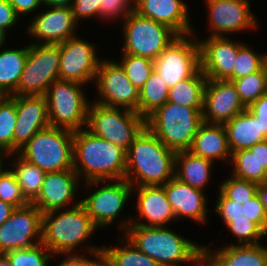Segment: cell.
<instances>
[{
    "label": "cell",
    "instance_id": "cell-2",
    "mask_svg": "<svg viewBox=\"0 0 267 266\" xmlns=\"http://www.w3.org/2000/svg\"><path fill=\"white\" fill-rule=\"evenodd\" d=\"M73 170L79 178L83 174L85 182L122 180L126 172V150L87 129L74 131Z\"/></svg>",
    "mask_w": 267,
    "mask_h": 266
},
{
    "label": "cell",
    "instance_id": "cell-18",
    "mask_svg": "<svg viewBox=\"0 0 267 266\" xmlns=\"http://www.w3.org/2000/svg\"><path fill=\"white\" fill-rule=\"evenodd\" d=\"M249 0H206L209 11L211 37L225 36L226 33L256 28L257 20L250 11Z\"/></svg>",
    "mask_w": 267,
    "mask_h": 266
},
{
    "label": "cell",
    "instance_id": "cell-3",
    "mask_svg": "<svg viewBox=\"0 0 267 266\" xmlns=\"http://www.w3.org/2000/svg\"><path fill=\"white\" fill-rule=\"evenodd\" d=\"M175 157L176 153L145 127L126 150L124 179L132 186L164 185L175 177Z\"/></svg>",
    "mask_w": 267,
    "mask_h": 266
},
{
    "label": "cell",
    "instance_id": "cell-48",
    "mask_svg": "<svg viewBox=\"0 0 267 266\" xmlns=\"http://www.w3.org/2000/svg\"><path fill=\"white\" fill-rule=\"evenodd\" d=\"M249 150L255 155L259 165L267 171V140L254 144Z\"/></svg>",
    "mask_w": 267,
    "mask_h": 266
},
{
    "label": "cell",
    "instance_id": "cell-31",
    "mask_svg": "<svg viewBox=\"0 0 267 266\" xmlns=\"http://www.w3.org/2000/svg\"><path fill=\"white\" fill-rule=\"evenodd\" d=\"M206 82L207 78L199 68L191 77L178 82L169 89L168 102L203 109Z\"/></svg>",
    "mask_w": 267,
    "mask_h": 266
},
{
    "label": "cell",
    "instance_id": "cell-33",
    "mask_svg": "<svg viewBox=\"0 0 267 266\" xmlns=\"http://www.w3.org/2000/svg\"><path fill=\"white\" fill-rule=\"evenodd\" d=\"M169 88L160 75L153 70L139 89L138 114L145 119L168 101Z\"/></svg>",
    "mask_w": 267,
    "mask_h": 266
},
{
    "label": "cell",
    "instance_id": "cell-42",
    "mask_svg": "<svg viewBox=\"0 0 267 266\" xmlns=\"http://www.w3.org/2000/svg\"><path fill=\"white\" fill-rule=\"evenodd\" d=\"M134 2L135 0H102L100 17L102 20L123 17L124 20L130 13L134 12Z\"/></svg>",
    "mask_w": 267,
    "mask_h": 266
},
{
    "label": "cell",
    "instance_id": "cell-16",
    "mask_svg": "<svg viewBox=\"0 0 267 266\" xmlns=\"http://www.w3.org/2000/svg\"><path fill=\"white\" fill-rule=\"evenodd\" d=\"M95 45L77 36L60 43L59 80L88 84L95 81L100 59Z\"/></svg>",
    "mask_w": 267,
    "mask_h": 266
},
{
    "label": "cell",
    "instance_id": "cell-7",
    "mask_svg": "<svg viewBox=\"0 0 267 266\" xmlns=\"http://www.w3.org/2000/svg\"><path fill=\"white\" fill-rule=\"evenodd\" d=\"M73 133L69 129L48 127L37 132L18 154L46 173L73 170Z\"/></svg>",
    "mask_w": 267,
    "mask_h": 266
},
{
    "label": "cell",
    "instance_id": "cell-28",
    "mask_svg": "<svg viewBox=\"0 0 267 266\" xmlns=\"http://www.w3.org/2000/svg\"><path fill=\"white\" fill-rule=\"evenodd\" d=\"M189 151L212 162L218 159L224 161L228 157L230 164L232 154L228 146L225 126L203 122L198 128Z\"/></svg>",
    "mask_w": 267,
    "mask_h": 266
},
{
    "label": "cell",
    "instance_id": "cell-40",
    "mask_svg": "<svg viewBox=\"0 0 267 266\" xmlns=\"http://www.w3.org/2000/svg\"><path fill=\"white\" fill-rule=\"evenodd\" d=\"M11 266H48L53 255L41 242L34 247L16 249L5 253Z\"/></svg>",
    "mask_w": 267,
    "mask_h": 266
},
{
    "label": "cell",
    "instance_id": "cell-43",
    "mask_svg": "<svg viewBox=\"0 0 267 266\" xmlns=\"http://www.w3.org/2000/svg\"><path fill=\"white\" fill-rule=\"evenodd\" d=\"M85 250L93 255L95 260L85 258L81 254L77 255L72 253L66 254V256L68 255L67 258L60 262L58 266H104V253L102 248L90 246Z\"/></svg>",
    "mask_w": 267,
    "mask_h": 266
},
{
    "label": "cell",
    "instance_id": "cell-14",
    "mask_svg": "<svg viewBox=\"0 0 267 266\" xmlns=\"http://www.w3.org/2000/svg\"><path fill=\"white\" fill-rule=\"evenodd\" d=\"M94 82L100 96L94 102L138 113L139 89L129 81L119 62L100 59Z\"/></svg>",
    "mask_w": 267,
    "mask_h": 266
},
{
    "label": "cell",
    "instance_id": "cell-15",
    "mask_svg": "<svg viewBox=\"0 0 267 266\" xmlns=\"http://www.w3.org/2000/svg\"><path fill=\"white\" fill-rule=\"evenodd\" d=\"M42 215L32 203L15 208L0 226V253L30 248L41 243Z\"/></svg>",
    "mask_w": 267,
    "mask_h": 266
},
{
    "label": "cell",
    "instance_id": "cell-35",
    "mask_svg": "<svg viewBox=\"0 0 267 266\" xmlns=\"http://www.w3.org/2000/svg\"><path fill=\"white\" fill-rule=\"evenodd\" d=\"M230 164L234 167L232 175L236 178L257 184L267 181V171L259 165L255 155L249 149L234 152Z\"/></svg>",
    "mask_w": 267,
    "mask_h": 266
},
{
    "label": "cell",
    "instance_id": "cell-44",
    "mask_svg": "<svg viewBox=\"0 0 267 266\" xmlns=\"http://www.w3.org/2000/svg\"><path fill=\"white\" fill-rule=\"evenodd\" d=\"M102 7V0H73L72 13L77 23L80 19L100 17V8Z\"/></svg>",
    "mask_w": 267,
    "mask_h": 266
},
{
    "label": "cell",
    "instance_id": "cell-53",
    "mask_svg": "<svg viewBox=\"0 0 267 266\" xmlns=\"http://www.w3.org/2000/svg\"><path fill=\"white\" fill-rule=\"evenodd\" d=\"M0 266H11L9 258L5 253H0Z\"/></svg>",
    "mask_w": 267,
    "mask_h": 266
},
{
    "label": "cell",
    "instance_id": "cell-26",
    "mask_svg": "<svg viewBox=\"0 0 267 266\" xmlns=\"http://www.w3.org/2000/svg\"><path fill=\"white\" fill-rule=\"evenodd\" d=\"M202 266H267V248L255 245H226L219 250L203 246Z\"/></svg>",
    "mask_w": 267,
    "mask_h": 266
},
{
    "label": "cell",
    "instance_id": "cell-39",
    "mask_svg": "<svg viewBox=\"0 0 267 266\" xmlns=\"http://www.w3.org/2000/svg\"><path fill=\"white\" fill-rule=\"evenodd\" d=\"M122 55V61L119 63L123 67L129 81L136 88L140 89L153 72L154 61L128 53H122Z\"/></svg>",
    "mask_w": 267,
    "mask_h": 266
},
{
    "label": "cell",
    "instance_id": "cell-41",
    "mask_svg": "<svg viewBox=\"0 0 267 266\" xmlns=\"http://www.w3.org/2000/svg\"><path fill=\"white\" fill-rule=\"evenodd\" d=\"M0 200L7 202L15 208L29 204L21 192V188L16 181L14 174L10 170L0 173Z\"/></svg>",
    "mask_w": 267,
    "mask_h": 266
},
{
    "label": "cell",
    "instance_id": "cell-49",
    "mask_svg": "<svg viewBox=\"0 0 267 266\" xmlns=\"http://www.w3.org/2000/svg\"><path fill=\"white\" fill-rule=\"evenodd\" d=\"M14 209L11 204L0 200V226L10 217Z\"/></svg>",
    "mask_w": 267,
    "mask_h": 266
},
{
    "label": "cell",
    "instance_id": "cell-4",
    "mask_svg": "<svg viewBox=\"0 0 267 266\" xmlns=\"http://www.w3.org/2000/svg\"><path fill=\"white\" fill-rule=\"evenodd\" d=\"M166 227L129 225L124 234L138 250L160 266H177L186 262L203 265V246Z\"/></svg>",
    "mask_w": 267,
    "mask_h": 266
},
{
    "label": "cell",
    "instance_id": "cell-36",
    "mask_svg": "<svg viewBox=\"0 0 267 266\" xmlns=\"http://www.w3.org/2000/svg\"><path fill=\"white\" fill-rule=\"evenodd\" d=\"M242 103L248 107L267 93V64L252 74L233 80Z\"/></svg>",
    "mask_w": 267,
    "mask_h": 266
},
{
    "label": "cell",
    "instance_id": "cell-12",
    "mask_svg": "<svg viewBox=\"0 0 267 266\" xmlns=\"http://www.w3.org/2000/svg\"><path fill=\"white\" fill-rule=\"evenodd\" d=\"M197 37L192 40L189 35L179 36L154 60V70L169 89L191 77L200 68V47Z\"/></svg>",
    "mask_w": 267,
    "mask_h": 266
},
{
    "label": "cell",
    "instance_id": "cell-21",
    "mask_svg": "<svg viewBox=\"0 0 267 266\" xmlns=\"http://www.w3.org/2000/svg\"><path fill=\"white\" fill-rule=\"evenodd\" d=\"M49 8L36 14L28 26V33L38 40L35 44H60L76 36L74 30L78 23L73 17L72 8Z\"/></svg>",
    "mask_w": 267,
    "mask_h": 266
},
{
    "label": "cell",
    "instance_id": "cell-1",
    "mask_svg": "<svg viewBox=\"0 0 267 266\" xmlns=\"http://www.w3.org/2000/svg\"><path fill=\"white\" fill-rule=\"evenodd\" d=\"M231 177L219 185L215 211L236 236L238 245L259 244L267 236V214L257 195L258 184Z\"/></svg>",
    "mask_w": 267,
    "mask_h": 266
},
{
    "label": "cell",
    "instance_id": "cell-54",
    "mask_svg": "<svg viewBox=\"0 0 267 266\" xmlns=\"http://www.w3.org/2000/svg\"><path fill=\"white\" fill-rule=\"evenodd\" d=\"M6 34L0 30V47L4 45V42L6 41Z\"/></svg>",
    "mask_w": 267,
    "mask_h": 266
},
{
    "label": "cell",
    "instance_id": "cell-23",
    "mask_svg": "<svg viewBox=\"0 0 267 266\" xmlns=\"http://www.w3.org/2000/svg\"><path fill=\"white\" fill-rule=\"evenodd\" d=\"M79 180L74 170L47 172L41 191L32 204L42 214L68 207L75 198Z\"/></svg>",
    "mask_w": 267,
    "mask_h": 266
},
{
    "label": "cell",
    "instance_id": "cell-17",
    "mask_svg": "<svg viewBox=\"0 0 267 266\" xmlns=\"http://www.w3.org/2000/svg\"><path fill=\"white\" fill-rule=\"evenodd\" d=\"M247 107L242 103L231 81L207 79L202 118L209 124H225Z\"/></svg>",
    "mask_w": 267,
    "mask_h": 266
},
{
    "label": "cell",
    "instance_id": "cell-45",
    "mask_svg": "<svg viewBox=\"0 0 267 266\" xmlns=\"http://www.w3.org/2000/svg\"><path fill=\"white\" fill-rule=\"evenodd\" d=\"M13 6L8 0H0V30L5 34L7 29L13 28L19 20Z\"/></svg>",
    "mask_w": 267,
    "mask_h": 266
},
{
    "label": "cell",
    "instance_id": "cell-19",
    "mask_svg": "<svg viewBox=\"0 0 267 266\" xmlns=\"http://www.w3.org/2000/svg\"><path fill=\"white\" fill-rule=\"evenodd\" d=\"M198 42L200 69L204 76L210 80H227L233 73L238 49L243 44L232 41L227 36H210Z\"/></svg>",
    "mask_w": 267,
    "mask_h": 266
},
{
    "label": "cell",
    "instance_id": "cell-27",
    "mask_svg": "<svg viewBox=\"0 0 267 266\" xmlns=\"http://www.w3.org/2000/svg\"><path fill=\"white\" fill-rule=\"evenodd\" d=\"M231 154L267 140V125L245 109L224 124Z\"/></svg>",
    "mask_w": 267,
    "mask_h": 266
},
{
    "label": "cell",
    "instance_id": "cell-20",
    "mask_svg": "<svg viewBox=\"0 0 267 266\" xmlns=\"http://www.w3.org/2000/svg\"><path fill=\"white\" fill-rule=\"evenodd\" d=\"M133 188L137 189L138 192L137 209L139 219L135 220L129 217L127 221H120L121 231H126L129 225L165 227V224L167 225L171 220H176L162 185L133 186ZM140 219H145L148 223H142Z\"/></svg>",
    "mask_w": 267,
    "mask_h": 266
},
{
    "label": "cell",
    "instance_id": "cell-46",
    "mask_svg": "<svg viewBox=\"0 0 267 266\" xmlns=\"http://www.w3.org/2000/svg\"><path fill=\"white\" fill-rule=\"evenodd\" d=\"M10 4L13 6L16 14L20 17L21 15L30 14L31 12L35 11L36 9L40 8L39 6L42 5V0H8Z\"/></svg>",
    "mask_w": 267,
    "mask_h": 266
},
{
    "label": "cell",
    "instance_id": "cell-5",
    "mask_svg": "<svg viewBox=\"0 0 267 266\" xmlns=\"http://www.w3.org/2000/svg\"><path fill=\"white\" fill-rule=\"evenodd\" d=\"M65 211L42 215L41 242L55 255L72 254L98 229L79 201ZM59 212V213H58ZM58 213V214H56Z\"/></svg>",
    "mask_w": 267,
    "mask_h": 266
},
{
    "label": "cell",
    "instance_id": "cell-47",
    "mask_svg": "<svg viewBox=\"0 0 267 266\" xmlns=\"http://www.w3.org/2000/svg\"><path fill=\"white\" fill-rule=\"evenodd\" d=\"M247 109L254 117L267 125V93L260 96L255 102L248 106Z\"/></svg>",
    "mask_w": 267,
    "mask_h": 266
},
{
    "label": "cell",
    "instance_id": "cell-30",
    "mask_svg": "<svg viewBox=\"0 0 267 266\" xmlns=\"http://www.w3.org/2000/svg\"><path fill=\"white\" fill-rule=\"evenodd\" d=\"M27 55L28 45L0 51V96H11L16 91Z\"/></svg>",
    "mask_w": 267,
    "mask_h": 266
},
{
    "label": "cell",
    "instance_id": "cell-50",
    "mask_svg": "<svg viewBox=\"0 0 267 266\" xmlns=\"http://www.w3.org/2000/svg\"><path fill=\"white\" fill-rule=\"evenodd\" d=\"M257 195L259 196L260 201L263 204L265 212L267 214V181L258 184Z\"/></svg>",
    "mask_w": 267,
    "mask_h": 266
},
{
    "label": "cell",
    "instance_id": "cell-52",
    "mask_svg": "<svg viewBox=\"0 0 267 266\" xmlns=\"http://www.w3.org/2000/svg\"><path fill=\"white\" fill-rule=\"evenodd\" d=\"M3 154H5L4 156H3ZM11 156L12 155V153L9 151V150H7L5 147H3L2 145H0V173L1 172H3V171H5L2 167H3V159H4V157L5 156Z\"/></svg>",
    "mask_w": 267,
    "mask_h": 266
},
{
    "label": "cell",
    "instance_id": "cell-38",
    "mask_svg": "<svg viewBox=\"0 0 267 266\" xmlns=\"http://www.w3.org/2000/svg\"><path fill=\"white\" fill-rule=\"evenodd\" d=\"M267 64V54H257L243 43L238 49L232 75L227 81H233L259 71Z\"/></svg>",
    "mask_w": 267,
    "mask_h": 266
},
{
    "label": "cell",
    "instance_id": "cell-13",
    "mask_svg": "<svg viewBox=\"0 0 267 266\" xmlns=\"http://www.w3.org/2000/svg\"><path fill=\"white\" fill-rule=\"evenodd\" d=\"M101 182H103V185ZM100 183L101 186L99 187ZM105 183L107 181L86 182L87 187L97 185L96 187H99V189L89 197L80 200L97 228H105L112 222L114 223L134 190L133 186L125 179L113 180V182L111 180V183Z\"/></svg>",
    "mask_w": 267,
    "mask_h": 266
},
{
    "label": "cell",
    "instance_id": "cell-25",
    "mask_svg": "<svg viewBox=\"0 0 267 266\" xmlns=\"http://www.w3.org/2000/svg\"><path fill=\"white\" fill-rule=\"evenodd\" d=\"M164 191L175 214V219L189 218L199 223H206L207 198L202 190L179 181L176 177L167 181Z\"/></svg>",
    "mask_w": 267,
    "mask_h": 266
},
{
    "label": "cell",
    "instance_id": "cell-6",
    "mask_svg": "<svg viewBox=\"0 0 267 266\" xmlns=\"http://www.w3.org/2000/svg\"><path fill=\"white\" fill-rule=\"evenodd\" d=\"M202 123V109L168 101L146 118V127L175 153L190 150Z\"/></svg>",
    "mask_w": 267,
    "mask_h": 266
},
{
    "label": "cell",
    "instance_id": "cell-51",
    "mask_svg": "<svg viewBox=\"0 0 267 266\" xmlns=\"http://www.w3.org/2000/svg\"><path fill=\"white\" fill-rule=\"evenodd\" d=\"M73 0H42V4L48 7H72Z\"/></svg>",
    "mask_w": 267,
    "mask_h": 266
},
{
    "label": "cell",
    "instance_id": "cell-9",
    "mask_svg": "<svg viewBox=\"0 0 267 266\" xmlns=\"http://www.w3.org/2000/svg\"><path fill=\"white\" fill-rule=\"evenodd\" d=\"M84 84L56 80L45 94L50 127L77 131L87 123L89 102L81 89Z\"/></svg>",
    "mask_w": 267,
    "mask_h": 266
},
{
    "label": "cell",
    "instance_id": "cell-8",
    "mask_svg": "<svg viewBox=\"0 0 267 266\" xmlns=\"http://www.w3.org/2000/svg\"><path fill=\"white\" fill-rule=\"evenodd\" d=\"M109 107L93 101L89 104L86 129L92 134L127 150L146 127V119L137 112Z\"/></svg>",
    "mask_w": 267,
    "mask_h": 266
},
{
    "label": "cell",
    "instance_id": "cell-32",
    "mask_svg": "<svg viewBox=\"0 0 267 266\" xmlns=\"http://www.w3.org/2000/svg\"><path fill=\"white\" fill-rule=\"evenodd\" d=\"M14 155L17 157L12 162L14 169L11 172L14 174L25 199L32 203L41 191L46 172L22 158L18 153H14Z\"/></svg>",
    "mask_w": 267,
    "mask_h": 266
},
{
    "label": "cell",
    "instance_id": "cell-24",
    "mask_svg": "<svg viewBox=\"0 0 267 266\" xmlns=\"http://www.w3.org/2000/svg\"><path fill=\"white\" fill-rule=\"evenodd\" d=\"M188 8L182 0H135L134 12L162 23L179 36H193Z\"/></svg>",
    "mask_w": 267,
    "mask_h": 266
},
{
    "label": "cell",
    "instance_id": "cell-10",
    "mask_svg": "<svg viewBox=\"0 0 267 266\" xmlns=\"http://www.w3.org/2000/svg\"><path fill=\"white\" fill-rule=\"evenodd\" d=\"M60 44L28 45V55L16 91L17 96H45L59 80Z\"/></svg>",
    "mask_w": 267,
    "mask_h": 266
},
{
    "label": "cell",
    "instance_id": "cell-37",
    "mask_svg": "<svg viewBox=\"0 0 267 266\" xmlns=\"http://www.w3.org/2000/svg\"><path fill=\"white\" fill-rule=\"evenodd\" d=\"M16 121V95L0 96V145L9 150L12 155Z\"/></svg>",
    "mask_w": 267,
    "mask_h": 266
},
{
    "label": "cell",
    "instance_id": "cell-34",
    "mask_svg": "<svg viewBox=\"0 0 267 266\" xmlns=\"http://www.w3.org/2000/svg\"><path fill=\"white\" fill-rule=\"evenodd\" d=\"M121 247H102L104 266H160L153 258L138 250L126 237Z\"/></svg>",
    "mask_w": 267,
    "mask_h": 266
},
{
    "label": "cell",
    "instance_id": "cell-22",
    "mask_svg": "<svg viewBox=\"0 0 267 266\" xmlns=\"http://www.w3.org/2000/svg\"><path fill=\"white\" fill-rule=\"evenodd\" d=\"M17 121L14 128V153L37 133L50 127L45 96H17Z\"/></svg>",
    "mask_w": 267,
    "mask_h": 266
},
{
    "label": "cell",
    "instance_id": "cell-11",
    "mask_svg": "<svg viewBox=\"0 0 267 266\" xmlns=\"http://www.w3.org/2000/svg\"><path fill=\"white\" fill-rule=\"evenodd\" d=\"M123 52L154 61L179 35L170 27L136 12L123 21Z\"/></svg>",
    "mask_w": 267,
    "mask_h": 266
},
{
    "label": "cell",
    "instance_id": "cell-29",
    "mask_svg": "<svg viewBox=\"0 0 267 266\" xmlns=\"http://www.w3.org/2000/svg\"><path fill=\"white\" fill-rule=\"evenodd\" d=\"M214 163L193 154L189 150L177 152L175 157V177L191 187L204 191V187L209 182L211 168H213Z\"/></svg>",
    "mask_w": 267,
    "mask_h": 266
}]
</instances>
